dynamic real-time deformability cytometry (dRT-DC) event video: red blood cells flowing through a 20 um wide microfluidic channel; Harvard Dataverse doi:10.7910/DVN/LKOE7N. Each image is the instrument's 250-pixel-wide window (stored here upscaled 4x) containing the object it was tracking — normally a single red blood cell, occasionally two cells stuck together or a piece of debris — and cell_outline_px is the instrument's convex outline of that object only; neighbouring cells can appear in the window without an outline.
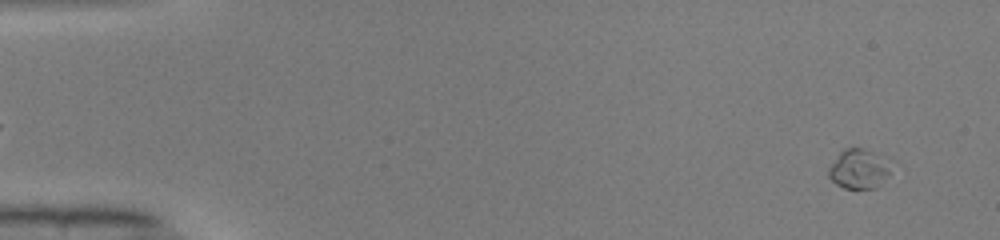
{"species": "common noctule bat (a hibernating species)", "species_latin": "Nyctalus noctula", "temperature_condition": "warm", "stored_images_in_passage": 50, "camera_frame_rate_fps": 3000, "um_per_image_px": 0.085, "animal": {"sex": "male", "body_mass_g": 19.0, "forearm_length_mm": 50.8}, "frame": {"image": 1, "passage_image": 3, "time_ms": 0.667, "image_size_px": [1000, 240], "cell_outline_px": [[888, 176], [876, 188], [844, 188], [836, 184], [828, 176], [828, 168], [840, 152], [844, 148], [860, 148], [868, 152], [888, 164]], "centroid_in_image_um": [72.9, 14.4], "position_along_channel_um": 12.1, "area_um2": 13.58}}
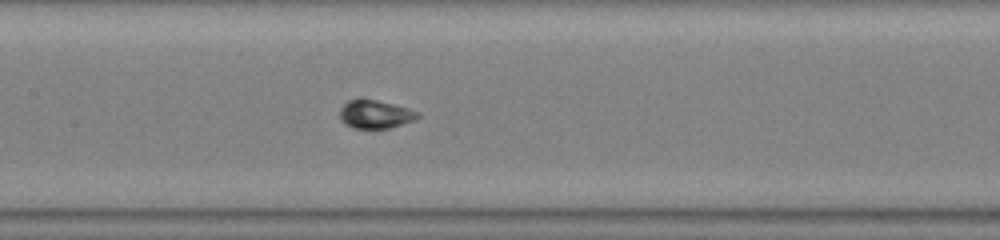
{"frame": {"image": 2, "passage_image": 25, "time_ms": 8.0, "image_size_px": [1000, 240], "cell_outline_px": [[420, 116], [416, 120], [388, 128], [352, 128], [344, 124], [340, 120], [340, 108], [348, 100], [376, 100], [408, 108], [420, 112]], "centroid_in_image_um": [31.91, 9.73], "position_along_channel_um": 175.5, "area_um2": 12.77}}
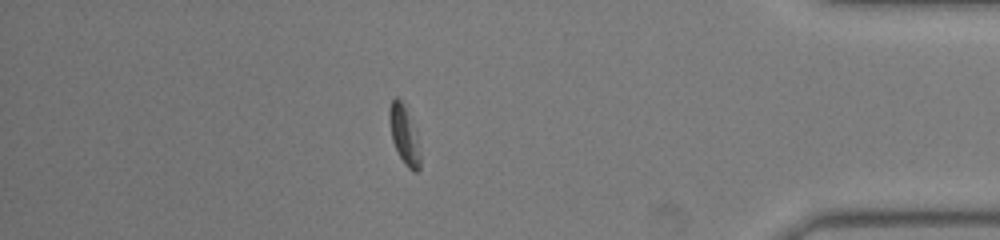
{"frame": {"image": 3, "passage_image": 44, "time_ms": 14.333, "image_size_px": [1000, 240], "cell_outline_px": [[420, 168], [416, 172], [412, 172], [404, 164], [392, 140], [388, 120], [388, 112], [392, 100], [396, 96], [400, 100], [416, 128], [420, 156]], "centroid_in_image_um": [34.35, 11.49], "position_along_channel_um": 400.8, "area_um2": 10.52}, "authors_computed_cell_mechanics": {"area_um2": 12.9472, "velocity_mm_per_s": 4.0761, "shape_relaxation_time_tau1_ms": 4.7064, "shape_relaxation_time_tau2_ms": 0.986, "deformation_change_tau1": 0.1729, "deformation_change_tau2": 0.0555}}